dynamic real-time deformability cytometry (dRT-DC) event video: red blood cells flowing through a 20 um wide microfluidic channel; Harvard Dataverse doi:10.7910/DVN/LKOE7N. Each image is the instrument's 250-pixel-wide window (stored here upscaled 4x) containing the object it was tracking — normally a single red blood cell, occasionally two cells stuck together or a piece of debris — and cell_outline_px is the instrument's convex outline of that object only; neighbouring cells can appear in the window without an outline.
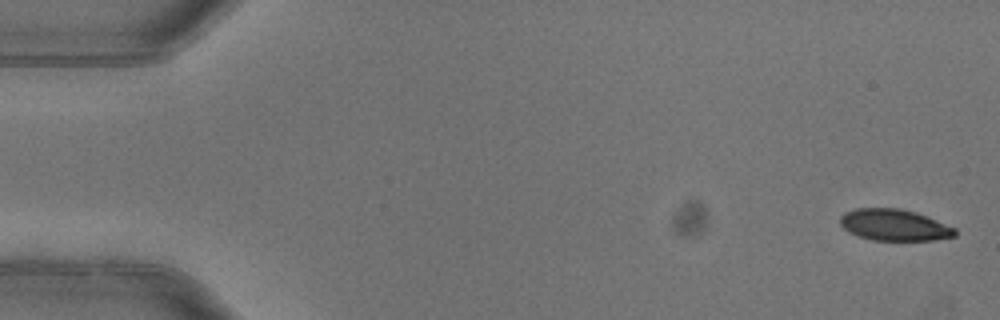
{"species": "common noctule bat (a hibernating species)", "species_latin": "Nyctalus noctula", "temperature_condition": "warm", "stored_images_in_passage": 6, "camera_frame_rate_fps": 3000, "um_per_image_px": 0.085, "animal": {"sex": "female"}, "frame": {"image": 1, "passage_image": 1, "time_ms": 0.0, "image_size_px": [1000, 320], "cell_outline_px": [[956, 236], [932, 240], [872, 240], [856, 236], [848, 232], [840, 224], [840, 216], [844, 212], [856, 208], [900, 208], [916, 212], [956, 228]], "centroid_in_image_um": [75.98, 19.12], "position_along_channel_um": 9.0, "area_um2": 21.15}}